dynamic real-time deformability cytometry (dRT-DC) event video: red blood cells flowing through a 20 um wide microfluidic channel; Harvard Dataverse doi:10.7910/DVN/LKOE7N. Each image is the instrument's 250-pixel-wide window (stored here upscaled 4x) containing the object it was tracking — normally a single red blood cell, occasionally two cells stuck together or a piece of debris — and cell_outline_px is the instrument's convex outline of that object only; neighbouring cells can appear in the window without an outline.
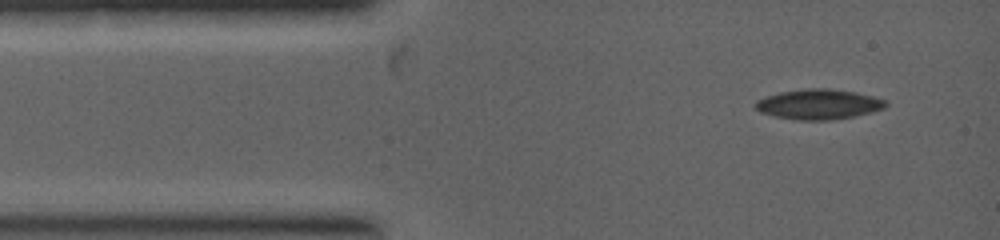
{"species": "common noctule bat (a hibernating species)", "species_latin": "Nyctalus noctula", "temperature_condition": "warm", "stored_images_in_passage": 2, "camera_frame_rate_fps": 5000, "um_per_image_px": 0.085, "animal": {"sex": "female", "body_mass_g": 19.0, "forearm_length_mm": 53.3}, "frame": {"image": 1, "passage_image": 1, "time_ms": 0.0, "image_size_px": [1000, 240], "cell_outline_px": [[888, 104], [884, 108], [872, 112], [832, 120], [796, 120], [772, 116], [760, 112], [756, 108], [756, 100], [780, 92], [808, 88], [828, 88], [856, 92], [872, 96], [884, 100]], "centroid_in_image_um": [69.58, 8.86], "position_along_channel_um": 15.4, "area_um2": 22.77}}